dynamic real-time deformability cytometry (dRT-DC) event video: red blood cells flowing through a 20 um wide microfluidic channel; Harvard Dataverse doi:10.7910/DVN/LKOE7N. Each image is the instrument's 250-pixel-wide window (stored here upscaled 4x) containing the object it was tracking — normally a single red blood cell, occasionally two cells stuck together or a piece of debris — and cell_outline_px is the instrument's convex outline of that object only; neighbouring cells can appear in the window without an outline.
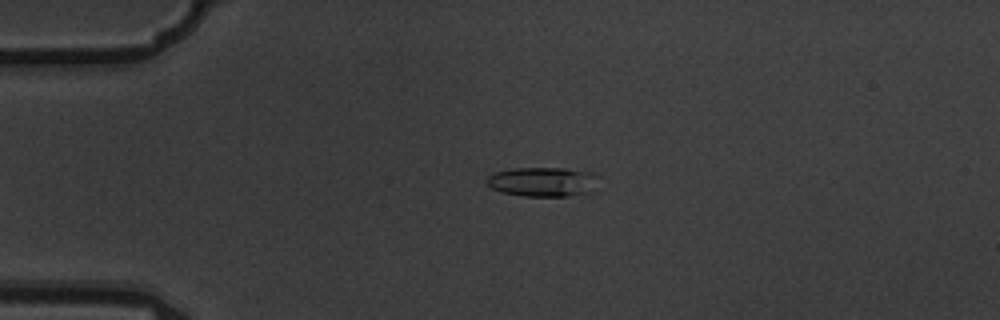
{"species": "common noctule bat (a hibernating species)", "species_latin": "Nyctalus noctula", "temperature_condition": "warm", "stored_images_in_passage": 4, "camera_frame_rate_fps": 3000, "um_per_image_px": 0.085, "animal": {"sex": "male", "body_mass_g": 19.5, "forearm_length_mm": 54.6}, "frame": {"image": 1, "passage_image": 3, "time_ms": 0.667, "image_size_px": [1000, 320], "cell_outline_px": [[600, 192], [568, 196], [524, 196], [500, 192], [492, 188], [488, 184], [488, 176], [496, 172], [516, 168], [564, 168], [592, 172]], "centroid_in_image_um": [46.22, 15.47], "position_along_channel_um": 38.8, "area_um2": 19.36}}